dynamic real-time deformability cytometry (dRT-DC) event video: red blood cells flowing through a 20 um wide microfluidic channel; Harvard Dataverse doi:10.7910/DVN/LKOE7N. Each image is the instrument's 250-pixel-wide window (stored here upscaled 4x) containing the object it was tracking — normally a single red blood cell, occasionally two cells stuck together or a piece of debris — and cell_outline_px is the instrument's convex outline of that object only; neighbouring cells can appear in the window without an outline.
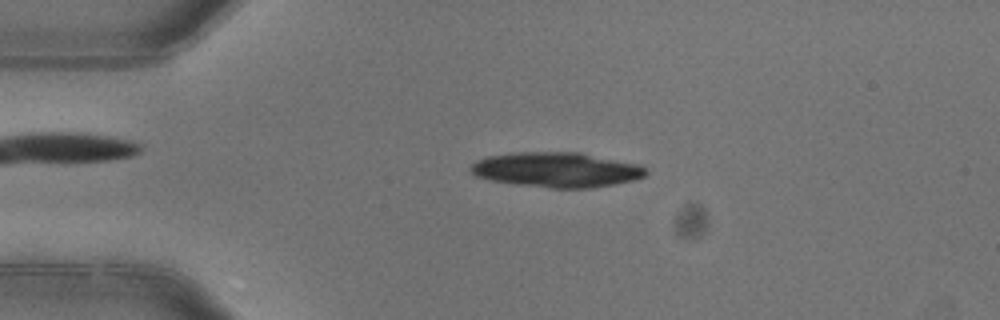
{"species": "common noctule bat (a hibernating species)", "species_latin": "Nyctalus noctula", "temperature_condition": "warm", "stored_images_in_passage": 4, "camera_frame_rate_fps": 3000, "um_per_image_px": 0.085, "animal": {"sex": "female"}, "frame": {"image": 1, "passage_image": 3, "time_ms": 0.667, "image_size_px": [1000, 320], "cell_outline_px": [[648, 172], [644, 176], [636, 180], [588, 188], [552, 188], [488, 180], [476, 176], [468, 168], [476, 160], [488, 156], [520, 152], [580, 152], [640, 164], [648, 168]], "centroid_in_image_um": [47.34, 14.42], "position_along_channel_um": 37.7, "area_um2": 35.72}}